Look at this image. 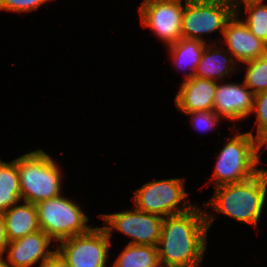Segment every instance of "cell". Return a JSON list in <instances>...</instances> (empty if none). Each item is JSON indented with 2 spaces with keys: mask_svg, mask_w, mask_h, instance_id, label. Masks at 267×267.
Returning a JSON list of instances; mask_svg holds the SVG:
<instances>
[{
  "mask_svg": "<svg viewBox=\"0 0 267 267\" xmlns=\"http://www.w3.org/2000/svg\"><path fill=\"white\" fill-rule=\"evenodd\" d=\"M194 206L163 219L157 245L159 264L166 267H199L206 251L214 216ZM162 245V247H160Z\"/></svg>",
  "mask_w": 267,
  "mask_h": 267,
  "instance_id": "1",
  "label": "cell"
},
{
  "mask_svg": "<svg viewBox=\"0 0 267 267\" xmlns=\"http://www.w3.org/2000/svg\"><path fill=\"white\" fill-rule=\"evenodd\" d=\"M266 193L267 170L262 169L246 181L215 187L213 198L206 202V206L256 227Z\"/></svg>",
  "mask_w": 267,
  "mask_h": 267,
  "instance_id": "2",
  "label": "cell"
},
{
  "mask_svg": "<svg viewBox=\"0 0 267 267\" xmlns=\"http://www.w3.org/2000/svg\"><path fill=\"white\" fill-rule=\"evenodd\" d=\"M226 140L214 169V187L246 181L262 170L257 168L262 144L253 132L235 134L234 138Z\"/></svg>",
  "mask_w": 267,
  "mask_h": 267,
  "instance_id": "3",
  "label": "cell"
},
{
  "mask_svg": "<svg viewBox=\"0 0 267 267\" xmlns=\"http://www.w3.org/2000/svg\"><path fill=\"white\" fill-rule=\"evenodd\" d=\"M22 200L36 204L61 195L58 165L42 149L16 159Z\"/></svg>",
  "mask_w": 267,
  "mask_h": 267,
  "instance_id": "4",
  "label": "cell"
},
{
  "mask_svg": "<svg viewBox=\"0 0 267 267\" xmlns=\"http://www.w3.org/2000/svg\"><path fill=\"white\" fill-rule=\"evenodd\" d=\"M40 230L53 241H62L92 229L86 224L89 218L79 205L59 195L35 204Z\"/></svg>",
  "mask_w": 267,
  "mask_h": 267,
  "instance_id": "5",
  "label": "cell"
},
{
  "mask_svg": "<svg viewBox=\"0 0 267 267\" xmlns=\"http://www.w3.org/2000/svg\"><path fill=\"white\" fill-rule=\"evenodd\" d=\"M185 183L183 179L172 178L147 182L136 190L133 196L135 208L161 217L180 214L193 208L186 197ZM185 200L182 206L179 203Z\"/></svg>",
  "mask_w": 267,
  "mask_h": 267,
  "instance_id": "6",
  "label": "cell"
},
{
  "mask_svg": "<svg viewBox=\"0 0 267 267\" xmlns=\"http://www.w3.org/2000/svg\"><path fill=\"white\" fill-rule=\"evenodd\" d=\"M235 10L228 0H185L182 38L205 42L203 34L220 29L222 35Z\"/></svg>",
  "mask_w": 267,
  "mask_h": 267,
  "instance_id": "7",
  "label": "cell"
},
{
  "mask_svg": "<svg viewBox=\"0 0 267 267\" xmlns=\"http://www.w3.org/2000/svg\"><path fill=\"white\" fill-rule=\"evenodd\" d=\"M110 237L103 227L60 241L56 249L70 267H106Z\"/></svg>",
  "mask_w": 267,
  "mask_h": 267,
  "instance_id": "8",
  "label": "cell"
},
{
  "mask_svg": "<svg viewBox=\"0 0 267 267\" xmlns=\"http://www.w3.org/2000/svg\"><path fill=\"white\" fill-rule=\"evenodd\" d=\"M100 217L108 225L103 228L107 231L109 237H111L115 228L117 231L133 238L129 244L158 245L164 217L146 213L136 208L120 213L101 214Z\"/></svg>",
  "mask_w": 267,
  "mask_h": 267,
  "instance_id": "9",
  "label": "cell"
},
{
  "mask_svg": "<svg viewBox=\"0 0 267 267\" xmlns=\"http://www.w3.org/2000/svg\"><path fill=\"white\" fill-rule=\"evenodd\" d=\"M182 0H143L139 7L141 24L151 28L167 46L182 38Z\"/></svg>",
  "mask_w": 267,
  "mask_h": 267,
  "instance_id": "10",
  "label": "cell"
},
{
  "mask_svg": "<svg viewBox=\"0 0 267 267\" xmlns=\"http://www.w3.org/2000/svg\"><path fill=\"white\" fill-rule=\"evenodd\" d=\"M234 13L223 32L230 56L239 62L255 60L267 54V43L251 33L247 25Z\"/></svg>",
  "mask_w": 267,
  "mask_h": 267,
  "instance_id": "11",
  "label": "cell"
},
{
  "mask_svg": "<svg viewBox=\"0 0 267 267\" xmlns=\"http://www.w3.org/2000/svg\"><path fill=\"white\" fill-rule=\"evenodd\" d=\"M243 84H218L213 101V110L222 118L242 120L252 114L255 94Z\"/></svg>",
  "mask_w": 267,
  "mask_h": 267,
  "instance_id": "12",
  "label": "cell"
},
{
  "mask_svg": "<svg viewBox=\"0 0 267 267\" xmlns=\"http://www.w3.org/2000/svg\"><path fill=\"white\" fill-rule=\"evenodd\" d=\"M51 241L42 230L10 241L5 262L9 267H31L40 261L41 266L55 252L49 250Z\"/></svg>",
  "mask_w": 267,
  "mask_h": 267,
  "instance_id": "13",
  "label": "cell"
},
{
  "mask_svg": "<svg viewBox=\"0 0 267 267\" xmlns=\"http://www.w3.org/2000/svg\"><path fill=\"white\" fill-rule=\"evenodd\" d=\"M216 82L195 76L184 80L174 99L178 110L184 114L213 110Z\"/></svg>",
  "mask_w": 267,
  "mask_h": 267,
  "instance_id": "14",
  "label": "cell"
},
{
  "mask_svg": "<svg viewBox=\"0 0 267 267\" xmlns=\"http://www.w3.org/2000/svg\"><path fill=\"white\" fill-rule=\"evenodd\" d=\"M3 214L9 242L40 230L35 204L24 201V204L13 205Z\"/></svg>",
  "mask_w": 267,
  "mask_h": 267,
  "instance_id": "15",
  "label": "cell"
},
{
  "mask_svg": "<svg viewBox=\"0 0 267 267\" xmlns=\"http://www.w3.org/2000/svg\"><path fill=\"white\" fill-rule=\"evenodd\" d=\"M222 53L220 50H213L212 47L206 44L202 58L196 66L194 76L217 81L223 79V76L225 77L231 71L233 72L234 67L229 66L230 64H235V61L231 56L229 59L226 57V54L230 55L228 51L225 52L224 56Z\"/></svg>",
  "mask_w": 267,
  "mask_h": 267,
  "instance_id": "16",
  "label": "cell"
},
{
  "mask_svg": "<svg viewBox=\"0 0 267 267\" xmlns=\"http://www.w3.org/2000/svg\"><path fill=\"white\" fill-rule=\"evenodd\" d=\"M21 200L16 159L8 163L0 159V213L6 212Z\"/></svg>",
  "mask_w": 267,
  "mask_h": 267,
  "instance_id": "17",
  "label": "cell"
},
{
  "mask_svg": "<svg viewBox=\"0 0 267 267\" xmlns=\"http://www.w3.org/2000/svg\"><path fill=\"white\" fill-rule=\"evenodd\" d=\"M206 42L194 39L181 38L178 42L168 46L172 59L176 66L186 69L190 68L193 72L184 75V80L192 78L204 52ZM185 64V65H184Z\"/></svg>",
  "mask_w": 267,
  "mask_h": 267,
  "instance_id": "18",
  "label": "cell"
},
{
  "mask_svg": "<svg viewBox=\"0 0 267 267\" xmlns=\"http://www.w3.org/2000/svg\"><path fill=\"white\" fill-rule=\"evenodd\" d=\"M157 246L128 244L114 262L113 267H157Z\"/></svg>",
  "mask_w": 267,
  "mask_h": 267,
  "instance_id": "19",
  "label": "cell"
},
{
  "mask_svg": "<svg viewBox=\"0 0 267 267\" xmlns=\"http://www.w3.org/2000/svg\"><path fill=\"white\" fill-rule=\"evenodd\" d=\"M247 64L244 83L256 95L267 90V54Z\"/></svg>",
  "mask_w": 267,
  "mask_h": 267,
  "instance_id": "20",
  "label": "cell"
},
{
  "mask_svg": "<svg viewBox=\"0 0 267 267\" xmlns=\"http://www.w3.org/2000/svg\"><path fill=\"white\" fill-rule=\"evenodd\" d=\"M245 12L249 13L243 22L252 34L267 43V4L251 2L245 4Z\"/></svg>",
  "mask_w": 267,
  "mask_h": 267,
  "instance_id": "21",
  "label": "cell"
},
{
  "mask_svg": "<svg viewBox=\"0 0 267 267\" xmlns=\"http://www.w3.org/2000/svg\"><path fill=\"white\" fill-rule=\"evenodd\" d=\"M256 113V139L264 145L267 142V90L255 95L252 113Z\"/></svg>",
  "mask_w": 267,
  "mask_h": 267,
  "instance_id": "22",
  "label": "cell"
},
{
  "mask_svg": "<svg viewBox=\"0 0 267 267\" xmlns=\"http://www.w3.org/2000/svg\"><path fill=\"white\" fill-rule=\"evenodd\" d=\"M192 115L191 124L198 130H212L219 124L220 116L214 110L185 113Z\"/></svg>",
  "mask_w": 267,
  "mask_h": 267,
  "instance_id": "23",
  "label": "cell"
},
{
  "mask_svg": "<svg viewBox=\"0 0 267 267\" xmlns=\"http://www.w3.org/2000/svg\"><path fill=\"white\" fill-rule=\"evenodd\" d=\"M50 0H0V10L18 13L32 12Z\"/></svg>",
  "mask_w": 267,
  "mask_h": 267,
  "instance_id": "24",
  "label": "cell"
},
{
  "mask_svg": "<svg viewBox=\"0 0 267 267\" xmlns=\"http://www.w3.org/2000/svg\"><path fill=\"white\" fill-rule=\"evenodd\" d=\"M39 267H70L62 255L55 250V252Z\"/></svg>",
  "mask_w": 267,
  "mask_h": 267,
  "instance_id": "25",
  "label": "cell"
},
{
  "mask_svg": "<svg viewBox=\"0 0 267 267\" xmlns=\"http://www.w3.org/2000/svg\"><path fill=\"white\" fill-rule=\"evenodd\" d=\"M9 241L6 234L4 214L0 213V254H4Z\"/></svg>",
  "mask_w": 267,
  "mask_h": 267,
  "instance_id": "26",
  "label": "cell"
},
{
  "mask_svg": "<svg viewBox=\"0 0 267 267\" xmlns=\"http://www.w3.org/2000/svg\"><path fill=\"white\" fill-rule=\"evenodd\" d=\"M228 1L233 6V9L235 10V13H238L239 12V8H240L239 6H241L240 2L244 3V4H248V3H251V2H262L263 0H239V1L236 0V2H235V0H228Z\"/></svg>",
  "mask_w": 267,
  "mask_h": 267,
  "instance_id": "27",
  "label": "cell"
},
{
  "mask_svg": "<svg viewBox=\"0 0 267 267\" xmlns=\"http://www.w3.org/2000/svg\"><path fill=\"white\" fill-rule=\"evenodd\" d=\"M0 267H9L6 262H5V259L3 257L2 254H0Z\"/></svg>",
  "mask_w": 267,
  "mask_h": 267,
  "instance_id": "28",
  "label": "cell"
},
{
  "mask_svg": "<svg viewBox=\"0 0 267 267\" xmlns=\"http://www.w3.org/2000/svg\"><path fill=\"white\" fill-rule=\"evenodd\" d=\"M157 267H166V266L159 264Z\"/></svg>",
  "mask_w": 267,
  "mask_h": 267,
  "instance_id": "29",
  "label": "cell"
}]
</instances>
